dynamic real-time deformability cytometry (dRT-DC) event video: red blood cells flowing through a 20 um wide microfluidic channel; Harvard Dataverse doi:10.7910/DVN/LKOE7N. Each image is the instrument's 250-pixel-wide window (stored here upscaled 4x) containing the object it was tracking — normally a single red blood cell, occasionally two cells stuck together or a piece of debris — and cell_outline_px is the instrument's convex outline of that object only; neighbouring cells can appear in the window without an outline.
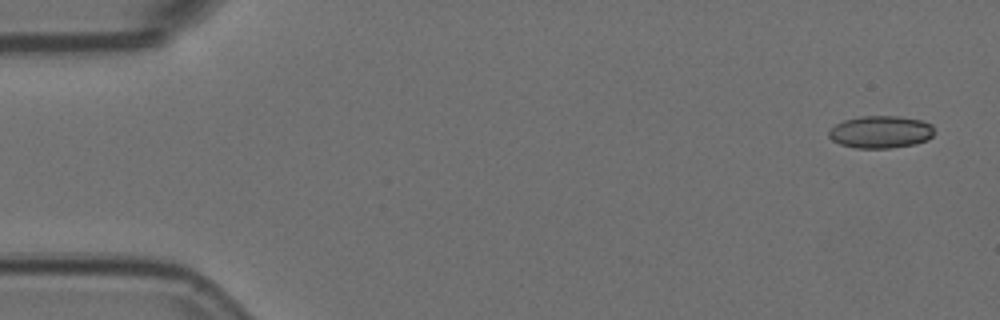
{"species": "Egyptian fruit bat (a non-hibernating species)", "species_latin": "Rousettus aegyptiacus", "temperature_condition": "room temperature", "stored_images_in_passage": 5, "camera_frame_rate_fps": 3000, "um_per_image_px": 0.085, "animal": {"sex": "female"}, "frame": {"image": 1, "passage_image": 1, "time_ms": 0.0, "image_size_px": [1000, 320], "cell_outline_px": [[932, 136], [928, 140], [916, 144], [888, 148], [856, 148], [840, 144], [832, 140], [828, 136], [828, 132], [836, 124], [844, 120], [860, 116], [896, 116], [920, 120], [932, 124]], "centroid_in_image_um": [74.84, 11.22], "position_along_channel_um": 10.2, "area_um2": 19.83}}
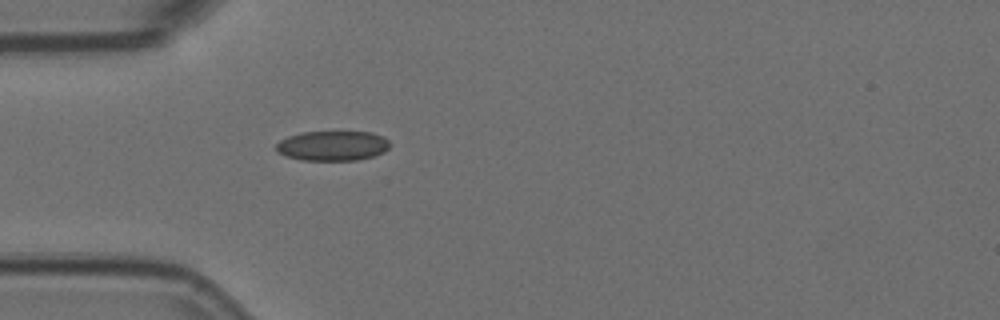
{"frame": {"image": 2, "passage_image": 5, "time_ms": 1.333, "image_size_px": [1000, 320], "cell_outline_px": [[392, 144], [384, 152], [372, 156], [356, 160], [300, 160], [288, 156], [280, 152], [276, 148], [276, 144], [280, 140], [288, 136], [300, 132], [372, 132], [384, 136]], "centroid_in_image_um": [28.3, 12.38], "position_along_channel_um": 56.7, "area_um2": 19.77}}